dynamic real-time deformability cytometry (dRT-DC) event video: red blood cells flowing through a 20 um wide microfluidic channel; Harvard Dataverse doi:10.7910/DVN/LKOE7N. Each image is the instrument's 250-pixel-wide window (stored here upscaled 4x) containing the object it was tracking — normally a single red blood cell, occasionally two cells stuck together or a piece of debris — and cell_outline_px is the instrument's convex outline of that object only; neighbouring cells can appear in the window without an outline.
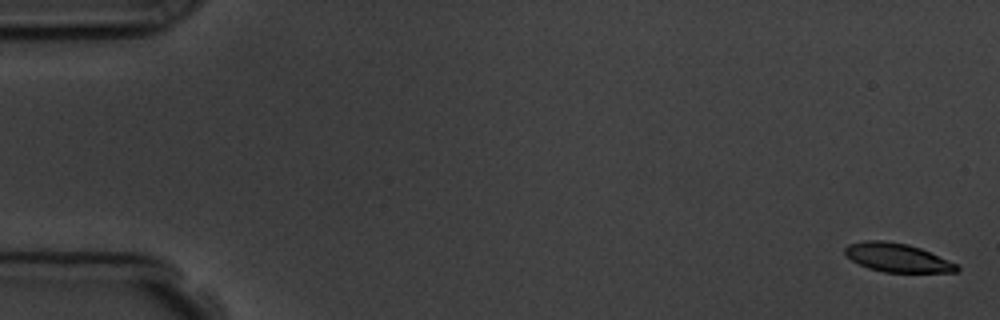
{"species": "common noctule bat (a hibernating species)", "species_latin": "Nyctalus noctula", "temperature_condition": "room temperature", "stored_images_in_passage": 6, "camera_frame_rate_fps": 3000, "um_per_image_px": 0.085, "animal": {"sex": "male", "body_mass_g": 19.5, "forearm_length_mm": 54.6}, "frame": {"image": 1, "passage_image": 1, "time_ms": 0.0, "image_size_px": [1000, 320], "cell_outline_px": [[960, 268], [956, 272], [884, 272], [868, 268], [852, 260], [844, 252], [844, 248], [848, 244], [864, 240], [884, 240], [908, 244], [920, 248], [956, 264]], "centroid_in_image_um": [76.23, 21.89], "position_along_channel_um": 8.8, "area_um2": 18.5}}
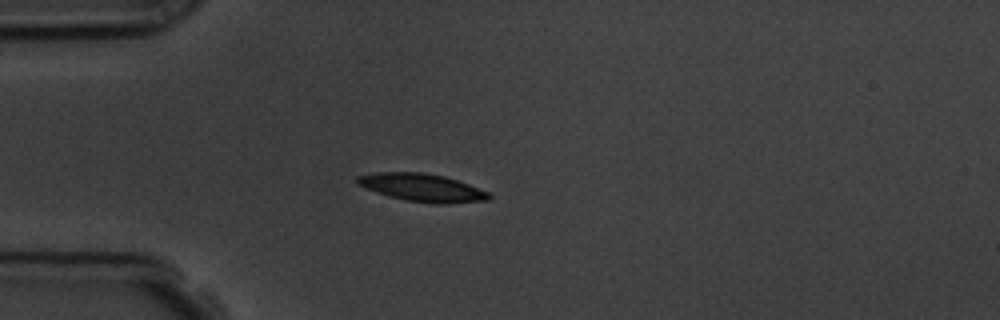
{"frame": {"image": 2, "passage_image": 5, "time_ms": 4.667, "image_size_px": [1000, 320], "cell_outline_px": [[492, 196], [488, 200], [448, 204], [436, 204], [404, 200], [376, 192], [356, 184], [356, 176], [376, 172], [424, 172], [444, 176], [468, 184], [488, 192]], "centroid_in_image_um": [35.87, 15.95], "position_along_channel_um": 49.1, "area_um2": 21.39}}